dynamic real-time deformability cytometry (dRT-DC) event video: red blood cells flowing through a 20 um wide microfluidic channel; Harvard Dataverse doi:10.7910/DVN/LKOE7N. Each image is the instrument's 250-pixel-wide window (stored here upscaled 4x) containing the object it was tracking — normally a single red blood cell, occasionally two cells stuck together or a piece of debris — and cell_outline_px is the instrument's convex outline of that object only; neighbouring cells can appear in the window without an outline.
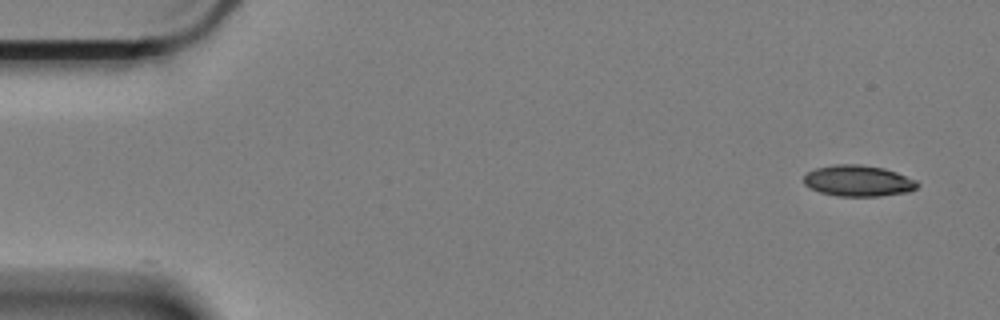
{"species": "Egyptian fruit bat (a non-hibernating species)", "species_latin": "Rousettus aegyptiacus", "temperature_condition": "cold", "stored_images_in_passage": 57, "camera_frame_rate_fps": 3000, "um_per_image_px": 0.085, "animal": {"sex": "female"}, "frame": {"image": 1, "passage_image": 1, "time_ms": 0.0, "image_size_px": [1000, 320], "cell_outline_px": [[920, 184], [916, 188], [908, 192], [880, 196], [836, 196], [820, 192], [808, 188], [804, 184], [804, 176], [808, 172], [816, 168], [836, 164], [860, 164], [884, 168], [896, 172], [916, 180]], "centroid_in_image_um": [72.94, 15.37], "position_along_channel_um": 12.1, "area_um2": 20.69}}
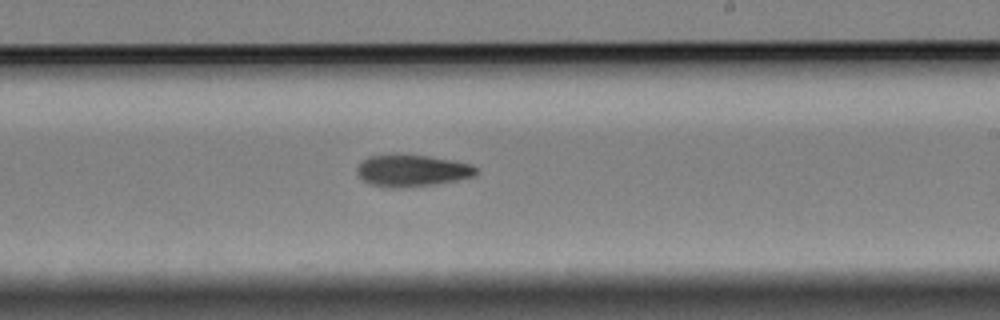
{"frame": {"image": 2, "passage_image": 33, "time_ms": 10.667, "image_size_px": [1000, 320], "cell_outline_px": [[480, 172], [476, 176], [436, 184], [400, 188], [384, 188], [368, 184], [356, 172], [356, 168], [368, 156], [428, 156], [452, 160], [472, 164]], "centroid_in_image_um": [35.06, 14.54], "position_along_channel_um": 253.9, "area_um2": 21.91}}
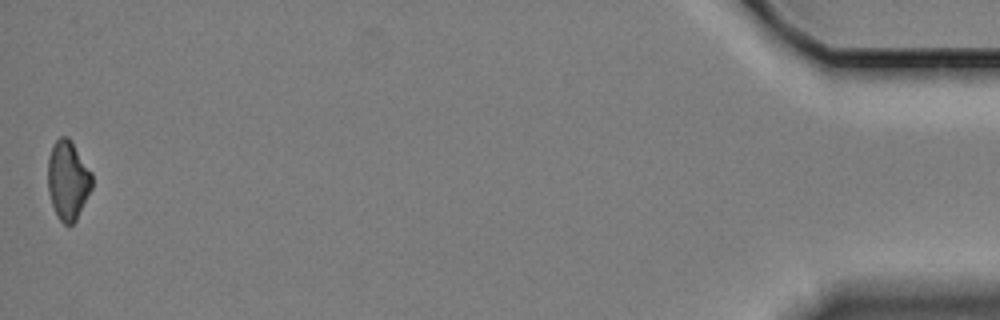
{"frame": {"image": 3, "passage_image": 57, "time_ms": 18.667, "image_size_px": [1000, 320], "cell_outline_px": [[92, 188], [76, 220], [72, 224], [64, 224], [60, 220], [52, 204], [48, 192], [48, 156], [52, 144], [60, 136], [68, 136], [92, 172]], "centroid_in_image_um": [5.77, 15.29], "position_along_channel_um": 429.4, "area_um2": 20.35}, "authors_computed_cell_mechanics": {"area_um2": 21.5594, "velocity_mm_per_s": 3.3346, "shape_relaxation_time_tau1_ms": 5.3404, "shape_relaxation_time_tau2_ms": null, "deformation_change_tau1": 0.1365, "deformation_change_tau2": null}}